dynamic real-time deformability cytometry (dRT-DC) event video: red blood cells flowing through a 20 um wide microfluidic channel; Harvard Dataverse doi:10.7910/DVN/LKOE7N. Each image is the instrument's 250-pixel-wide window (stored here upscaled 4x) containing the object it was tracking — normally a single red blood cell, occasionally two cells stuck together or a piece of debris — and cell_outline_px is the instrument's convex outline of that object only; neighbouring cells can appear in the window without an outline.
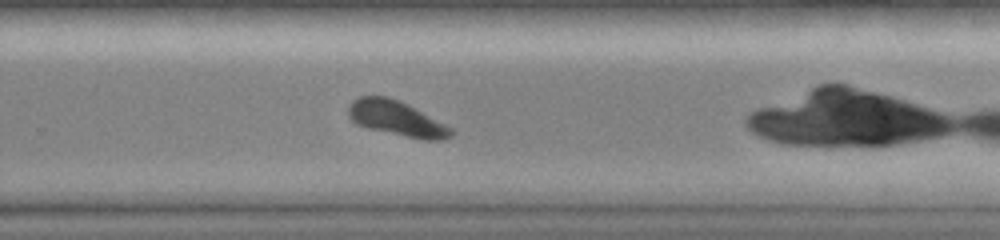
{"species": "common noctule bat (a hibernating species)", "species_latin": "Nyctalus noctula", "temperature_condition": "room temperature", "stored_images_in_passage": 35, "camera_frame_rate_fps": 3000, "um_per_image_px": 0.085, "animal": {"sex": "female", "body_mass_g": 19.0, "forearm_length_mm": 51.5}, "frame": {"image": 1, "passage_image": 25, "time_ms": 8.0, "image_size_px": [1000, 240], "cell_outline_px": [[456, 132], [452, 136], [440, 140], [424, 140], [368, 128], [356, 124], [348, 116], [348, 104], [352, 100], [360, 96], [388, 96], [408, 104], [452, 128]], "centroid_in_image_um": [33.7, 10.06], "position_along_channel_um": 296.1, "area_um2": 20.98}}
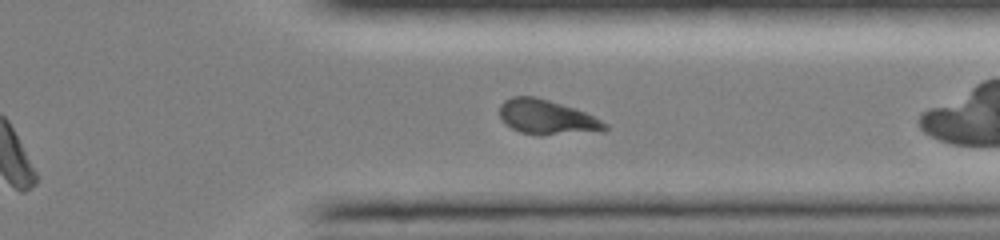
{"frame": {"image": 2, "passage_image": 30, "time_ms": 9.667, "image_size_px": [1000, 240], "cell_outline_px": [[608, 128], [604, 132], [540, 136], [520, 132], [504, 124], [500, 116], [500, 104], [504, 100], [512, 96], [536, 96], [576, 108], [608, 124]], "centroid_in_image_um": [46.51, 9.98], "position_along_channel_um": 364.9, "area_um2": 21.79}}